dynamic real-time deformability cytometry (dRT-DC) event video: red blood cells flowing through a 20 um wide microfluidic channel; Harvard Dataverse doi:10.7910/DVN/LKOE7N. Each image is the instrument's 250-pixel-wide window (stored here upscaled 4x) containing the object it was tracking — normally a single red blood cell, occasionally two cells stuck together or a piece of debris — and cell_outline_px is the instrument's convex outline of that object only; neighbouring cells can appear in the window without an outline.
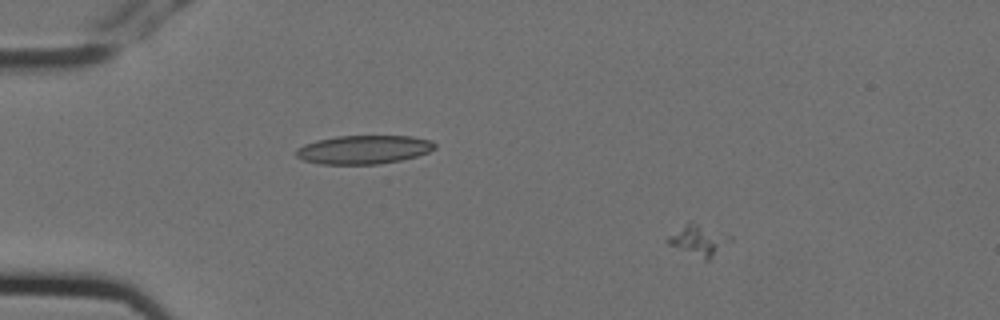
{"species": "Egyptian fruit bat (a non-hibernating species)", "species_latin": "Rousettus aegyptiacus", "temperature_condition": "cold", "stored_images_in_passage": 5, "camera_frame_rate_fps": 3000, "um_per_image_px": 0.085, "animal": {"sex": "female"}, "frame": {"image": 1, "passage_image": 2, "time_ms": 0.333, "image_size_px": [1000, 320], "cell_outline_px": [[732, 240], [708, 260], [704, 260], [668, 244], [664, 240], [668, 236], [688, 224], [696, 224], [732, 236]], "centroid_in_image_um": [59.39, 20.47], "position_along_channel_um": 25.6, "area_um2": 10.52}}
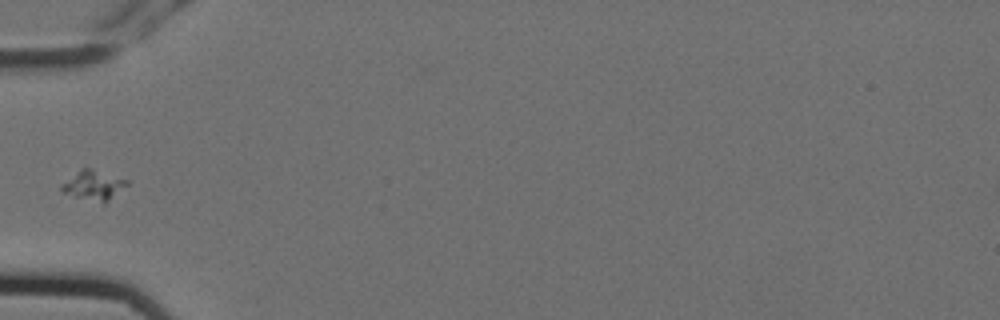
{"frame": {"image": 2, "passage_image": 5, "time_ms": 1.333, "image_size_px": [1000, 320], "cell_outline_px": [[128, 184], [104, 204], [60, 192], [60, 184], [80, 168], [88, 168], [128, 180]], "centroid_in_image_um": [7.9, 15.75], "position_along_channel_um": 77.1, "area_um2": 11.16}}